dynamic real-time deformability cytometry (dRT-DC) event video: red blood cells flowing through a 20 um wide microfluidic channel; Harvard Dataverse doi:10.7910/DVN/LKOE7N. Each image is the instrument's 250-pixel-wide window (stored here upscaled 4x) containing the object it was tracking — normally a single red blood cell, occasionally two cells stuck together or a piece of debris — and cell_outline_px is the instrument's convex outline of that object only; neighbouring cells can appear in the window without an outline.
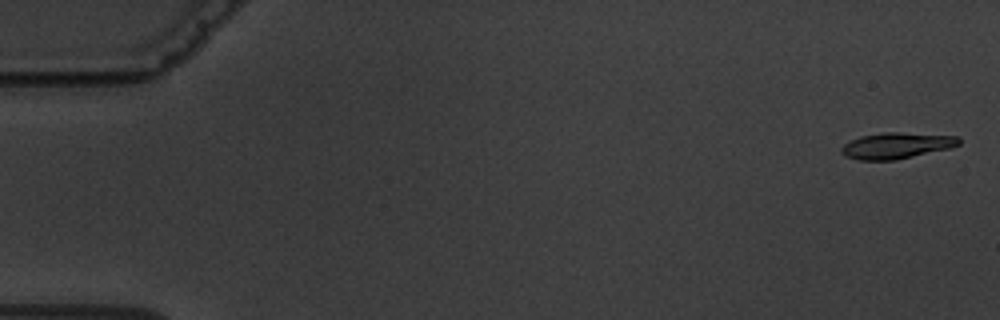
{"species": "common noctule bat (a hibernating species)", "species_latin": "Nyctalus noctula", "temperature_condition": "warm", "stored_images_in_passage": 5, "camera_frame_rate_fps": 3000, "um_per_image_px": 0.085, "animal": {"sex": "male", "body_mass_g": 19.5, "forearm_length_mm": 54.6}, "frame": {"image": 1, "passage_image": 1, "time_ms": 0.0, "image_size_px": [1000, 320], "cell_outline_px": [[960, 144], [948, 148], [912, 156], [892, 160], [860, 160], [844, 156], [840, 152], [840, 148], [844, 144], [860, 136], [884, 132], [900, 132], [960, 136]], "centroid_in_image_um": [76.17, 12.36], "position_along_channel_um": 8.8, "area_um2": 17.74}}
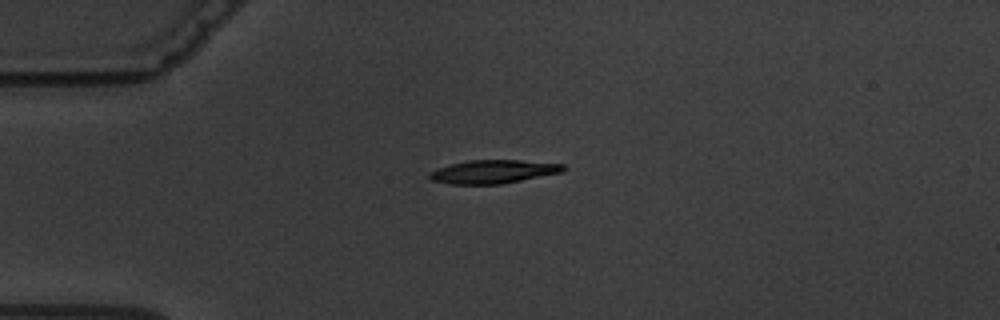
{"frame": {"image": 2, "passage_image": 4, "time_ms": 4.333, "image_size_px": [1000, 320], "cell_outline_px": [[568, 168], [564, 172], [500, 184], [448, 184], [432, 180], [428, 176], [428, 172], [436, 168], [468, 160], [520, 160], [564, 164]], "centroid_in_image_um": [41.94, 14.59], "position_along_channel_um": 43.1, "area_um2": 18.38}}